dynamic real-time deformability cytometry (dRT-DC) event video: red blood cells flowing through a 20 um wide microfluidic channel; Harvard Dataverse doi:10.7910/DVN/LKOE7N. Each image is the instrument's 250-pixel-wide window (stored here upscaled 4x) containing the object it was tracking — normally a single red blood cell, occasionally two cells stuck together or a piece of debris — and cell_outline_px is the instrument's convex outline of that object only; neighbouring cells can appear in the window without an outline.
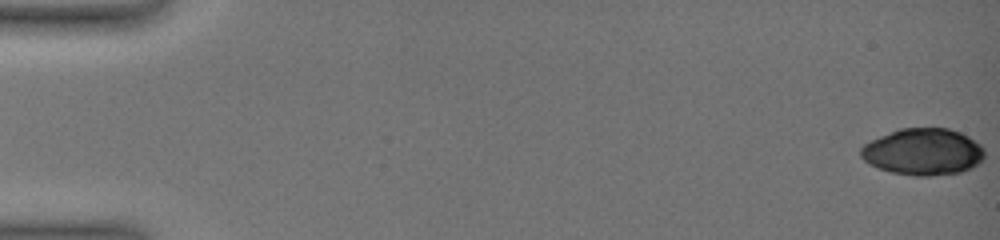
{"species": "common noctule bat (a hibernating species)", "species_latin": "Nyctalus noctula", "temperature_condition": "warm", "stored_images_in_passage": 55, "camera_frame_rate_fps": 3000, "um_per_image_px": 0.085, "animal": {"sex": "female", "body_mass_g": 19.0, "forearm_length_mm": 51.5}, "frame": {"image": 1, "passage_image": 1, "time_ms": 0.0, "image_size_px": [1000, 240], "cell_outline_px": [[984, 156], [972, 168], [960, 172], [928, 176], [912, 176], [892, 172], [868, 164], [860, 156], [860, 148], [864, 144], [880, 136], [900, 128], [948, 128], [960, 132], [968, 136], [980, 144], [984, 148]], "centroid_in_image_um": [78.45, 12.9], "position_along_channel_um": 6.5, "area_um2": 33.64}}
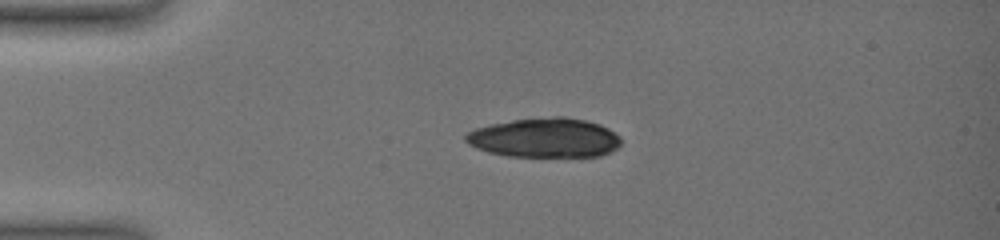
{"frame": {"image": 2, "passage_image": 16, "time_ms": 4.333, "image_size_px": [1000, 240], "cell_outline_px": [[620, 144], [612, 152], [600, 156], [508, 156], [488, 152], [476, 148], [468, 144], [464, 140], [464, 136], [468, 132], [476, 128], [492, 124], [512, 120], [556, 116], [564, 116], [584, 120], [600, 124], [608, 128], [620, 136]], "centroid_in_image_um": [46.3, 11.71], "position_along_channel_um": 38.7, "area_um2": 35.72}}